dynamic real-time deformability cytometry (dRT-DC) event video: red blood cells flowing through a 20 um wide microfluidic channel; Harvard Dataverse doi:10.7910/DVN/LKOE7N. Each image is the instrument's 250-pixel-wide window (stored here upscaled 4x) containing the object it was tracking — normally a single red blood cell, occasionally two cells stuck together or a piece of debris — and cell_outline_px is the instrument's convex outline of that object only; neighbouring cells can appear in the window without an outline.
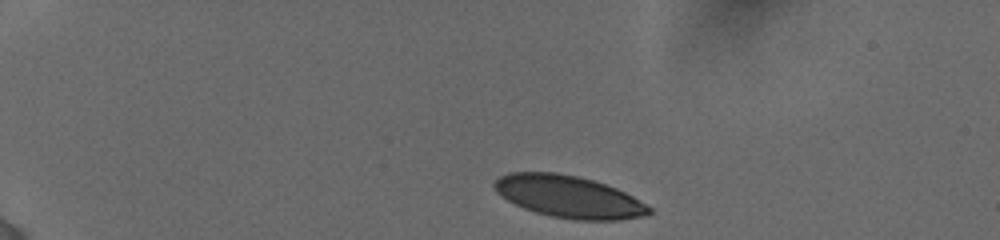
{"species": "human", "species_latin": "Homo sapiens", "temperature_condition": "cold", "stored_images_in_passage": 44, "camera_frame_rate_fps": 3000, "um_per_image_px": 0.085, "donor": {"sex": "female"}, "frame": {"image": 1, "passage_image": 1, "time_ms": 0.0, "image_size_px": [1000, 240], "cell_outline_px": [[652, 212], [648, 216], [620, 220], [576, 220], [552, 216], [536, 212], [524, 208], [508, 200], [496, 192], [492, 184], [500, 176], [508, 172], [556, 172], [576, 176], [592, 180], [616, 188], [632, 196], [652, 208]], "centroid_in_image_um": [48.35, 16.72], "position_along_channel_um": 36.6, "area_um2": 37.86}}
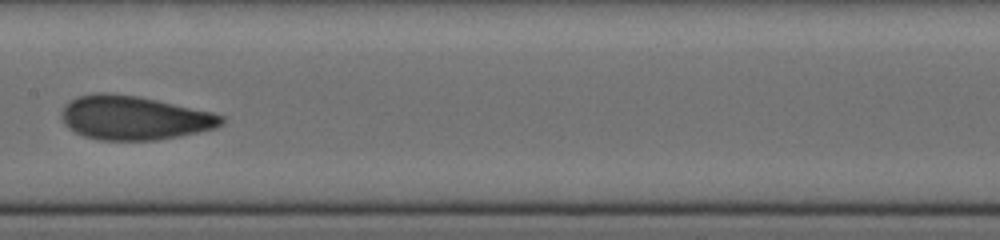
{"frame": {"image": 2, "passage_image": 20, "time_ms": 6.333, "image_size_px": [1000, 240], "cell_outline_px": [[224, 124], [216, 128], [180, 136], [156, 140], [100, 140], [84, 136], [68, 128], [64, 124], [60, 116], [60, 112], [64, 104], [76, 96], [96, 92], [104, 92], [136, 96], [156, 100], [212, 112], [224, 116]], "centroid_in_image_um": [11.36, 10.01], "position_along_channel_um": 196.0, "area_um2": 41.15}}
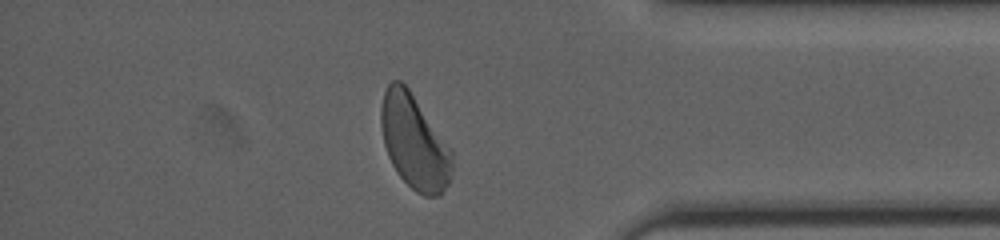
{"frame": {"image": 3, "passage_image": 36, "time_ms": 12.0, "image_size_px": [1000, 240], "cell_outline_px": [[452, 168], [448, 184], [440, 196], [424, 196], [416, 192], [396, 172], [388, 156], [384, 144], [380, 124], [380, 108], [384, 92], [388, 84], [392, 80], [400, 80], [408, 88], [452, 152]], "centroid_in_image_um": [35.18, 12.08], "position_along_channel_um": 400.0, "area_um2": 38.49}, "authors_computed_cell_mechanics": {"area_um2": 39.7375, "velocity_mm_per_s": 3.8774, "shape_relaxation_time_tau1_ms": 3.211, "shape_relaxation_time_tau2_ms": 1.185, "deformation_change_tau1": 0.1364, "deformation_change_tau2": 0.0702}}